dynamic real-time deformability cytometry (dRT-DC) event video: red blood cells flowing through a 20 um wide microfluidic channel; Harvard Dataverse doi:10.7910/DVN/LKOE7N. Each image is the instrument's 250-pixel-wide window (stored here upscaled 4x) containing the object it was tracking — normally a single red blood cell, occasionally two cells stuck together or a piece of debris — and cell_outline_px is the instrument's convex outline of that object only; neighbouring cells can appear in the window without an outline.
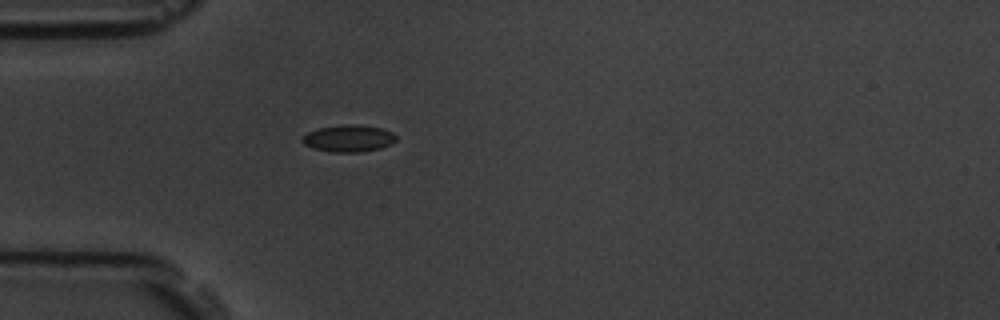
{"species": "common noctule bat (a hibernating species)", "species_latin": "Nyctalus noctula", "temperature_condition": "room temperature", "stored_images_in_passage": 1, "camera_frame_rate_fps": 3000, "um_per_image_px": 0.085, "animal": {"sex": "male", "body_mass_g": 19.5, "forearm_length_mm": 54.6}, "frame": {"image": 1, "passage_image": 1, "time_ms": 0.0, "image_size_px": [1000, 320], "cell_outline_px": [[396, 140], [380, 148], [360, 152], [332, 152], [312, 148], [304, 144], [300, 140], [308, 132], [316, 128], [344, 124], [356, 124], [380, 128], [392, 132], [396, 136]], "centroid_in_image_um": [29.59, 11.75], "position_along_channel_um": 55.4, "area_um2": 14.68}}